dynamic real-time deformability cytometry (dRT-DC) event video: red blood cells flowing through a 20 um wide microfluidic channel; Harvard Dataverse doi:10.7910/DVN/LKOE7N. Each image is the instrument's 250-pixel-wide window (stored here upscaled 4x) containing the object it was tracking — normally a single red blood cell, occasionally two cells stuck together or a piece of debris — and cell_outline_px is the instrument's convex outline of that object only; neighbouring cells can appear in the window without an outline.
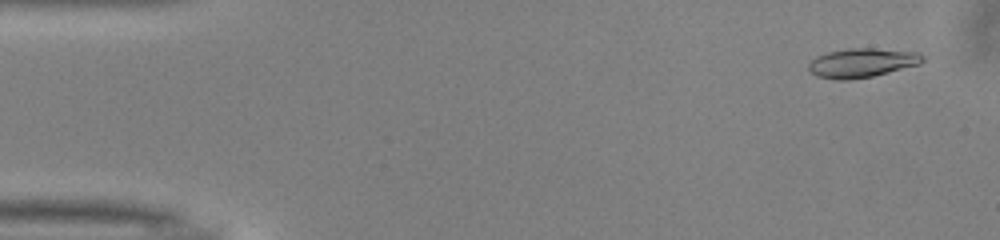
{"species": "common noctule bat (a hibernating species)", "species_latin": "Nyctalus noctula", "temperature_condition": "warm", "stored_images_in_passage": 44, "camera_frame_rate_fps": 3000, "um_per_image_px": 0.085, "animal": {"sex": "male", "body_mass_g": 13.0, "forearm_length_mm": 53.1}, "frame": {"image": 1, "passage_image": 3, "time_ms": 0.667, "image_size_px": [1000, 240], "cell_outline_px": [[924, 60], [920, 64], [872, 76], [848, 80], [836, 80], [816, 76], [808, 68], [808, 64], [816, 56], [828, 52], [848, 48], [872, 48], [920, 52], [924, 56]], "centroid_in_image_um": [73.27, 5.33], "position_along_channel_um": 11.7, "area_um2": 19.36}}
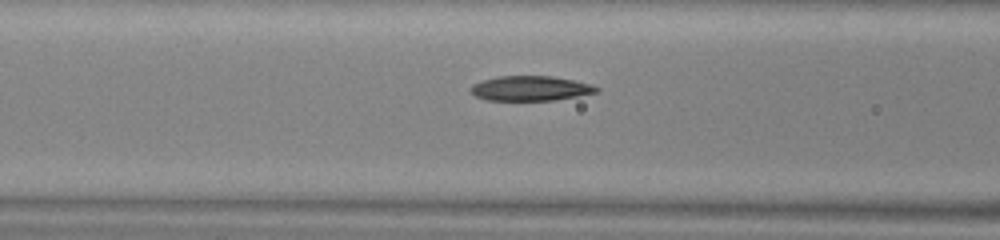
{"frame": {"image": 2, "passage_image": 20, "time_ms": 6.333, "image_size_px": [1000, 240], "cell_outline_px": [[600, 88], [596, 92], [576, 96], [552, 100], [488, 100], [476, 96], [472, 92], [472, 84], [484, 80], [500, 76], [552, 76], [592, 84]], "centroid_in_image_um": [45.1, 7.5], "position_along_channel_um": 121.5, "area_um2": 17.86}}
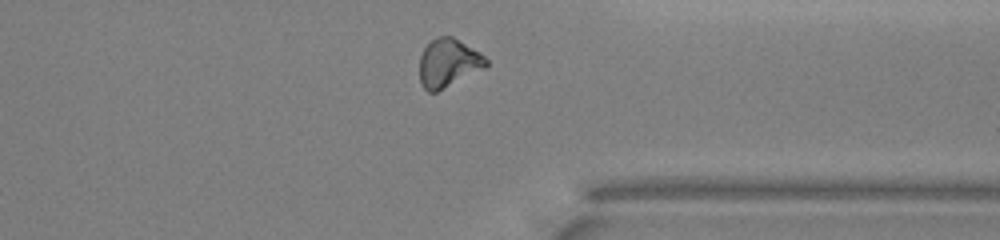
{"frame": {"image": 3, "passage_image": 39, "time_ms": 12.667, "image_size_px": [1000, 240], "cell_outline_px": [[488, 64], [484, 68], [436, 92], [428, 92], [420, 84], [420, 56], [424, 48], [436, 36], [452, 36], [480, 52], [488, 60]], "centroid_in_image_um": [38.09, 5.34], "position_along_channel_um": 373.3, "area_um2": 18.61}, "authors_computed_cell_mechanics": {"area_um2": 18.496, "velocity_mm_per_s": 4.0546, "shape_relaxation_time_tau1_ms": 5.6812, "shape_relaxation_time_tau2_ms": 3.1824, "deformation_change_tau1": 0.1686, "deformation_change_tau2": 0.1032}}